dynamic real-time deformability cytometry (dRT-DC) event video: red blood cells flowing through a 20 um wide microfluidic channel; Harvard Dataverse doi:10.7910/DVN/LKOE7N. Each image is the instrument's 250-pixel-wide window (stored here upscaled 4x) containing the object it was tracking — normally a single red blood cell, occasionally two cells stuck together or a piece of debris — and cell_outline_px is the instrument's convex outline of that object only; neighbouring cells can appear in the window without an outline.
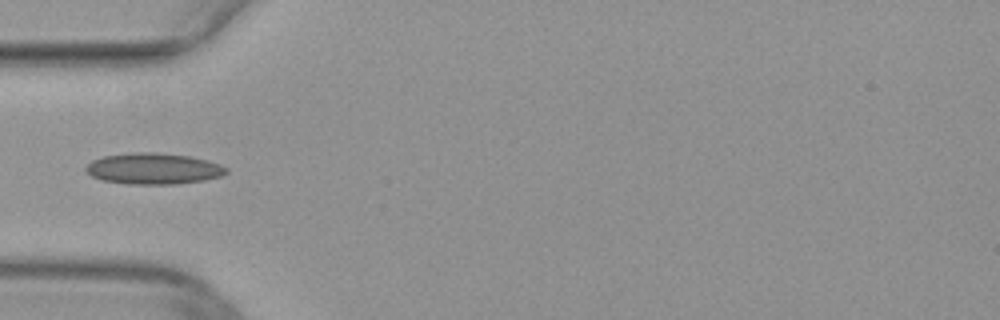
{"species": "common noctule bat (a hibernating species)", "species_latin": "Nyctalus noctula", "temperature_condition": "warm", "stored_images_in_passage": 35, "camera_frame_rate_fps": 3000, "um_per_image_px": 0.085, "animal": {"sex": "female", "body_mass_g": 29.2, "forearm_length_mm": 56.3}, "frame": {"image": 1, "passage_image": 1, "time_ms": 0.0, "image_size_px": [1000, 320], "cell_outline_px": [[228, 172], [220, 176], [204, 180], [176, 184], [128, 184], [100, 180], [92, 176], [84, 168], [92, 160], [104, 156], [136, 152], [156, 152], [188, 156], [208, 160], [220, 164], [228, 168]], "centroid_in_image_um": [13.05, 14.34], "position_along_channel_um": 72.0, "area_um2": 25.49}}
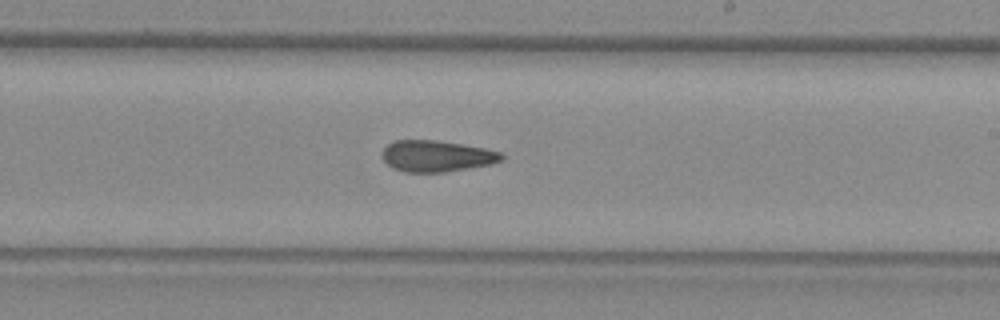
{"frame": {"image": 2, "passage_image": 14, "time_ms": 4.333, "image_size_px": [1000, 320], "cell_outline_px": [[504, 160], [488, 164], [468, 168], [444, 172], [404, 172], [392, 168], [384, 160], [384, 148], [392, 140], [436, 140], [484, 148], [500, 152], [504, 156]], "centroid_in_image_um": [37.1, 13.26], "position_along_channel_um": 251.9, "area_um2": 21.56}}
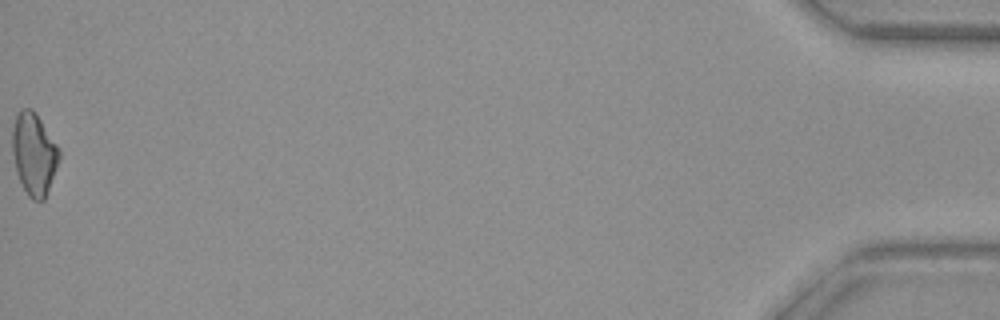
{"frame": {"image": 3, "passage_image": 35, "time_ms": 11.333, "image_size_px": [1000, 320], "cell_outline_px": [[60, 156], [44, 200], [32, 200], [28, 196], [16, 172], [12, 152], [12, 128], [16, 116], [20, 108], [32, 108], [36, 112], [56, 144], [60, 152]], "centroid_in_image_um": [2.86, 13.05], "position_along_channel_um": 432.3, "area_um2": 22.2}}